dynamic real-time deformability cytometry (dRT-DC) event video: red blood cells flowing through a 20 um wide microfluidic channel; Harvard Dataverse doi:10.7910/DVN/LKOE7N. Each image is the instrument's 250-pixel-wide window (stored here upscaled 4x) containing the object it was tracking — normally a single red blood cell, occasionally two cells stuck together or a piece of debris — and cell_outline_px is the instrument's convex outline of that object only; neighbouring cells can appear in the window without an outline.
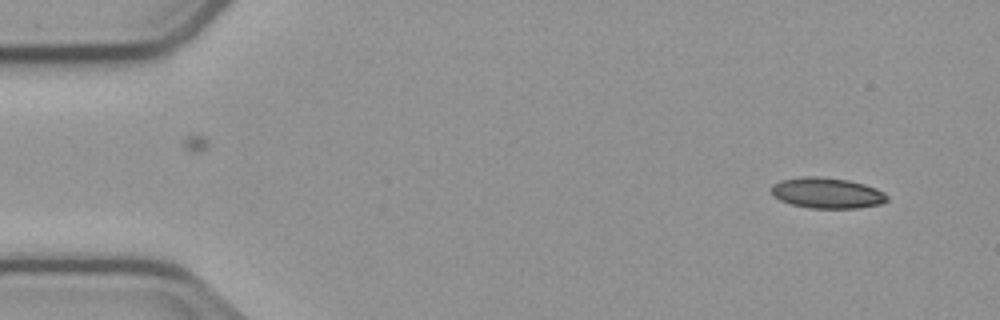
{"species": "common noctule bat (a hibernating species)", "species_latin": "Nyctalus noctula", "temperature_condition": "cold", "stored_images_in_passage": 4, "camera_frame_rate_fps": 3000, "um_per_image_px": 0.085, "animal": {"sex": "male", "body_mass_g": 23.1, "forearm_length_mm": 52.7}, "frame": {"image": 1, "passage_image": 1, "time_ms": 0.0, "image_size_px": [1000, 320], "cell_outline_px": [[888, 200], [880, 204], [856, 208], [808, 208], [792, 204], [780, 200], [772, 196], [772, 184], [780, 180], [804, 176], [816, 176], [848, 180], [864, 184], [876, 188], [884, 192], [888, 196]], "centroid_in_image_um": [70.28, 16.4], "position_along_channel_um": 14.7, "area_um2": 20.75}}
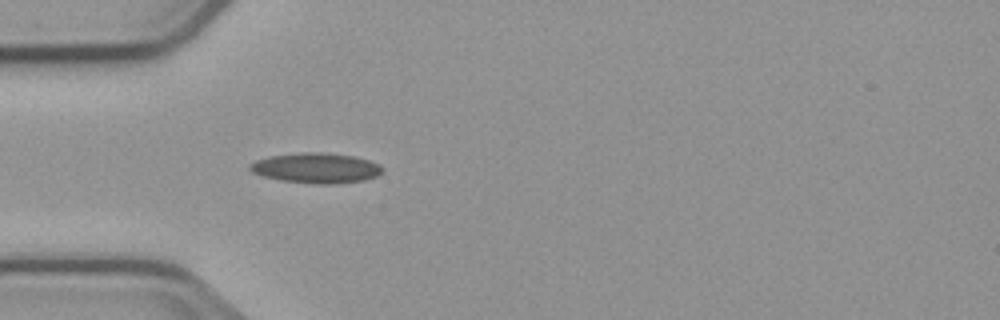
{"frame": {"image": 2, "passage_image": 4, "time_ms": 4.0, "image_size_px": [1000, 320], "cell_outline_px": [[384, 172], [376, 176], [364, 180], [332, 184], [312, 184], [284, 180], [264, 176], [252, 172], [248, 168], [248, 164], [256, 160], [272, 156], [304, 152], [320, 152], [356, 156], [380, 164], [384, 168]], "centroid_in_image_um": [26.91, 14.28], "position_along_channel_um": 58.1, "area_um2": 23.29}}